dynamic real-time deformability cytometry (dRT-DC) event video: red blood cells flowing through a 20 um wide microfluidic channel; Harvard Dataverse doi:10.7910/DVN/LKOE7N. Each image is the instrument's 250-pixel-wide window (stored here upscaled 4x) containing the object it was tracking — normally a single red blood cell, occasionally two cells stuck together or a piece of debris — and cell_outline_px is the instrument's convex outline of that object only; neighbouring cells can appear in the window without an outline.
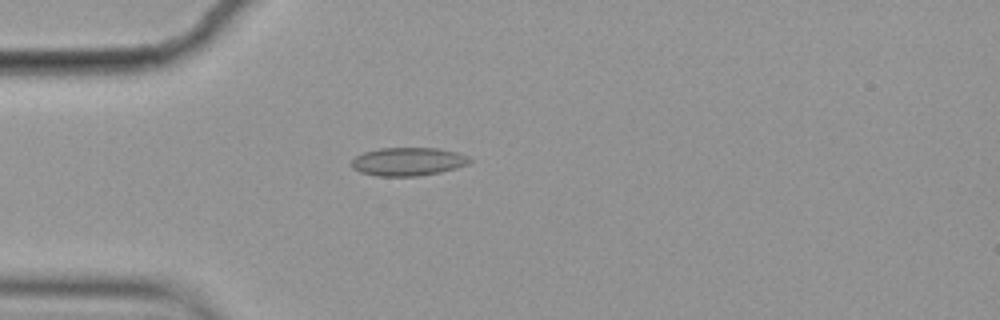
{"species": "common noctule bat (a hibernating species)", "species_latin": "Nyctalus noctula", "temperature_condition": "cold", "stored_images_in_passage": 2, "camera_frame_rate_fps": 3000, "um_per_image_px": 0.085, "animal": {"sex": "female", "body_mass_g": 19.9}, "frame": {"image": 1, "passage_image": 2, "time_ms": 0.333, "image_size_px": [1000, 320], "cell_outline_px": [[472, 160], [468, 164], [456, 168], [440, 172], [416, 176], [376, 176], [360, 172], [352, 168], [352, 160], [356, 156], [364, 152], [380, 148], [436, 148], [456, 152], [468, 156]], "centroid_in_image_um": [34.68, 13.73], "position_along_channel_um": 50.3, "area_um2": 19.42}}